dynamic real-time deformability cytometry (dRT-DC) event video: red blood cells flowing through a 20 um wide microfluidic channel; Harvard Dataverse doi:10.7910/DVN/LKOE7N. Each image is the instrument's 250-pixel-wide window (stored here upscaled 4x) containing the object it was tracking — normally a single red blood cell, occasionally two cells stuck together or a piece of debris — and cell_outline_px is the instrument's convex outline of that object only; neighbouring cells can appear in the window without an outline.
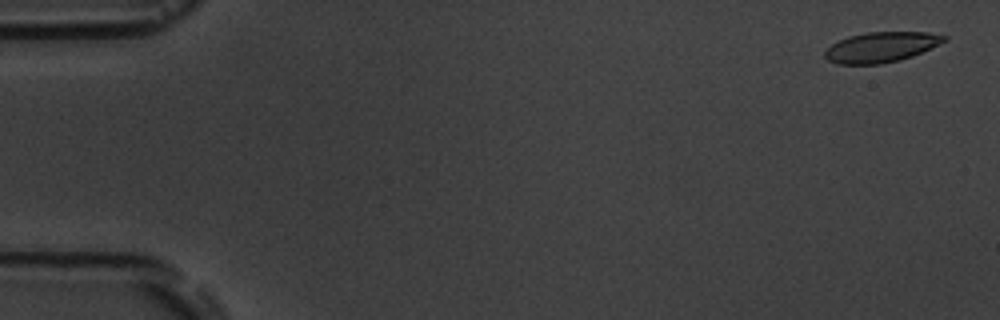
{"species": "common noctule bat (a hibernating species)", "species_latin": "Nyctalus noctula", "temperature_condition": "room temperature", "stored_images_in_passage": 4, "camera_frame_rate_fps": 3000, "um_per_image_px": 0.085, "animal": {"sex": "male", "body_mass_g": 19.5, "forearm_length_mm": 54.6}, "frame": {"image": 1, "passage_image": 1, "time_ms": 0.0, "image_size_px": [1000, 320], "cell_outline_px": [[948, 40], [912, 56], [880, 64], [836, 64], [828, 60], [824, 56], [824, 52], [832, 44], [848, 36], [868, 32], [928, 32], [948, 36]], "centroid_in_image_um": [74.89, 4.0], "position_along_channel_um": 10.1, "area_um2": 20.87}}